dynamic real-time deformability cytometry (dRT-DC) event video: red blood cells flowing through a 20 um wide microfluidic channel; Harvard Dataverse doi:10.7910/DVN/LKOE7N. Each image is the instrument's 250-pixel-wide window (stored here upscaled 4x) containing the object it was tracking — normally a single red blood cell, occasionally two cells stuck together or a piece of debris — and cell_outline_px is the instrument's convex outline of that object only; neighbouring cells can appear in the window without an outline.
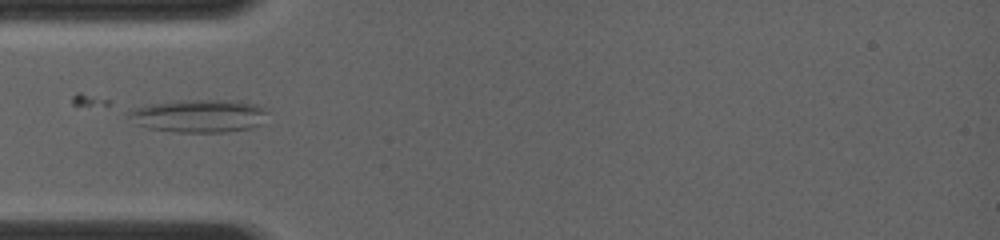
{"species": "common noctule bat (a hibernating species)", "species_latin": "Nyctalus noctula", "temperature_condition": "room temperature", "stored_images_in_passage": 5, "camera_frame_rate_fps": 4000, "um_per_image_px": 0.085, "animal": {"sex": "female", "body_mass_g": 19.0, "forearm_length_mm": 56.7}, "frame": {"image": 1, "passage_image": 1, "time_ms": 0.0, "image_size_px": [1000, 240], "cell_outline_px": [[268, 112], [260, 124], [248, 128], [224, 132], [176, 132], [148, 128], [140, 124], [128, 116], [128, 112], [132, 108], [148, 104], [176, 100], [220, 100], [256, 104], [264, 108]], "centroid_in_image_um": [16.88, 9.84], "position_along_channel_um": 68.1, "area_um2": 26.36}}